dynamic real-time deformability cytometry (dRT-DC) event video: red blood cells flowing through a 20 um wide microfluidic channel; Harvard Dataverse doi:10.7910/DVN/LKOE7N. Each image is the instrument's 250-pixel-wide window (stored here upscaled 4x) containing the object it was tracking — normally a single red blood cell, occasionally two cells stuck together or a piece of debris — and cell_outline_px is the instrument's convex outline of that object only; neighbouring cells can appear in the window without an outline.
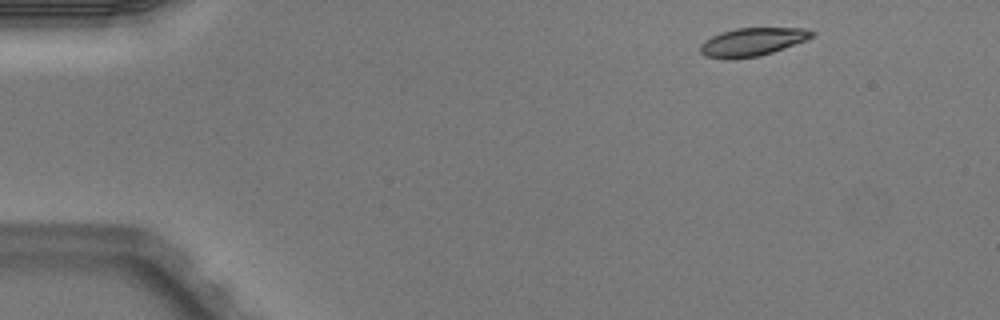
{"species": "Egyptian fruit bat (a non-hibernating species)", "species_latin": "Rousettus aegyptiacus", "temperature_condition": "warm", "stored_images_in_passage": 3, "camera_frame_rate_fps": 3000, "um_per_image_px": 0.085, "animal": {"sex": "male"}, "frame": {"image": 1, "passage_image": 1, "time_ms": 0.0, "image_size_px": [1000, 320], "cell_outline_px": [[816, 36], [772, 52], [760, 56], [704, 56], [700, 52], [700, 44], [704, 40], [720, 32], [736, 28], [804, 28], [816, 32]], "centroid_in_image_um": [64.0, 3.51], "position_along_channel_um": 21.0, "area_um2": 17.69}}